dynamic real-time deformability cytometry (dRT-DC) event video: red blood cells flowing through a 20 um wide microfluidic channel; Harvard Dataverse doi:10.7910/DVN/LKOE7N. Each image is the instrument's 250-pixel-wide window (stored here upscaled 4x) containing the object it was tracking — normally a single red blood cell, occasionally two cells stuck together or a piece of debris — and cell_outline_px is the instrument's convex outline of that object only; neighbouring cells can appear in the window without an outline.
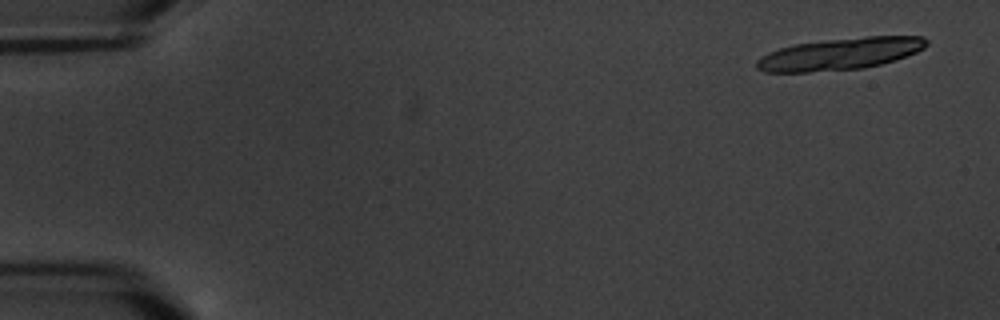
{"species": "common noctule bat (a hibernating species)", "species_latin": "Nyctalus noctula", "temperature_condition": "warm", "stored_images_in_passage": 10, "camera_frame_rate_fps": 3000, "um_per_image_px": 0.085, "animal": {"sex": "male", "body_mass_g": 20.1, "forearm_length_mm": 53.5}, "frame": {"image": 1, "passage_image": 1, "time_ms": 0.0, "image_size_px": [1000, 320], "cell_outline_px": [[928, 44], [924, 48], [916, 52], [880, 64], [864, 68], [808, 72], [764, 72], [756, 68], [756, 60], [768, 52], [792, 44], [864, 36], [924, 36], [928, 40]], "centroid_in_image_um": [71.38, 4.57], "position_along_channel_um": 13.6, "area_um2": 31.5}}
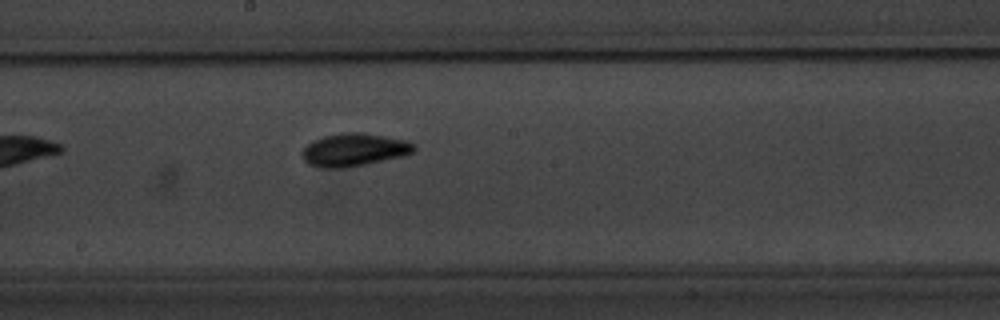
{"frame": {"image": 2, "passage_image": 10, "time_ms": 10.333, "image_size_px": [1000, 320], "cell_outline_px": [[416, 148], [412, 152], [400, 156], [364, 164], [344, 168], [320, 168], [308, 164], [304, 160], [304, 148], [312, 140], [324, 136], [344, 132], [364, 132], [408, 140], [416, 144]], "centroid_in_image_um": [30.11, 12.71], "position_along_channel_um": 218.1, "area_um2": 21.33}}